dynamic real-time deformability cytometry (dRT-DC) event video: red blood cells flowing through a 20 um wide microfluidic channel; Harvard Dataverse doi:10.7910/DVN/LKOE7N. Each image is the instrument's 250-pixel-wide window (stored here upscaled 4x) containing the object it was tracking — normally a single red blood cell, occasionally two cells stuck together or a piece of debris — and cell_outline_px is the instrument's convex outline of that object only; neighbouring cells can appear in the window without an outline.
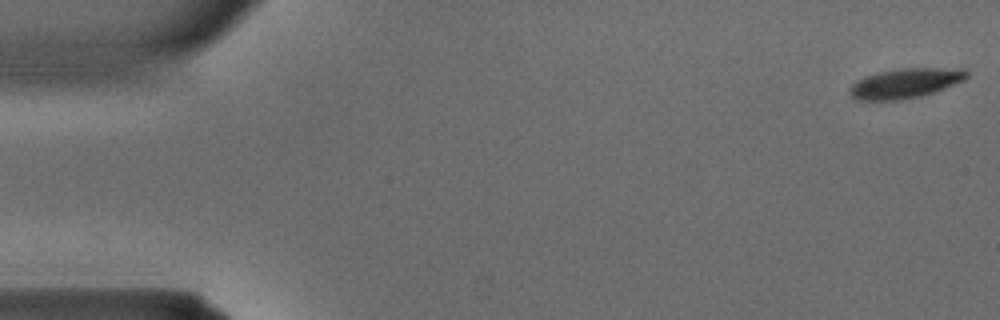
{"species": "common noctule bat (a hibernating species)", "species_latin": "Nyctalus noctula", "temperature_condition": "warm", "stored_images_in_passage": 11, "camera_frame_rate_fps": 3000, "um_per_image_px": 0.085, "animal": {"sex": "male", "body_mass_g": 15.6}, "frame": {"image": 1, "passage_image": 1, "time_ms": 0.0, "image_size_px": [1000, 320], "cell_outline_px": [[968, 76], [964, 80], [944, 88], [920, 96], [900, 100], [856, 100], [848, 92], [848, 88], [856, 80], [864, 76], [880, 72], [900, 68], [964, 68], [968, 72]], "centroid_in_image_um": [76.92, 7.07], "position_along_channel_um": 8.1, "area_um2": 20.35}}
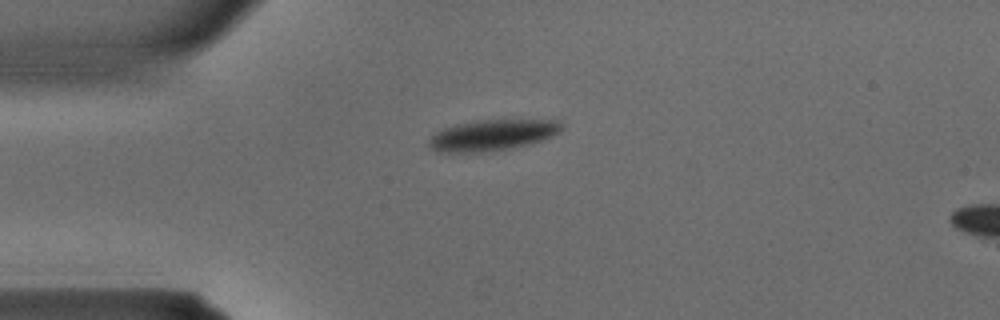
{"frame": {"image": 2, "passage_image": 9, "time_ms": 2.667, "image_size_px": [1000, 320], "cell_outline_px": [[564, 128], [560, 132], [552, 136], [528, 144], [508, 148], [480, 152], [436, 152], [428, 148], [428, 140], [436, 132], [444, 128], [456, 124], [476, 120], [556, 120]], "centroid_in_image_um": [41.8, 11.48], "position_along_channel_um": 43.2, "area_um2": 23.76}}